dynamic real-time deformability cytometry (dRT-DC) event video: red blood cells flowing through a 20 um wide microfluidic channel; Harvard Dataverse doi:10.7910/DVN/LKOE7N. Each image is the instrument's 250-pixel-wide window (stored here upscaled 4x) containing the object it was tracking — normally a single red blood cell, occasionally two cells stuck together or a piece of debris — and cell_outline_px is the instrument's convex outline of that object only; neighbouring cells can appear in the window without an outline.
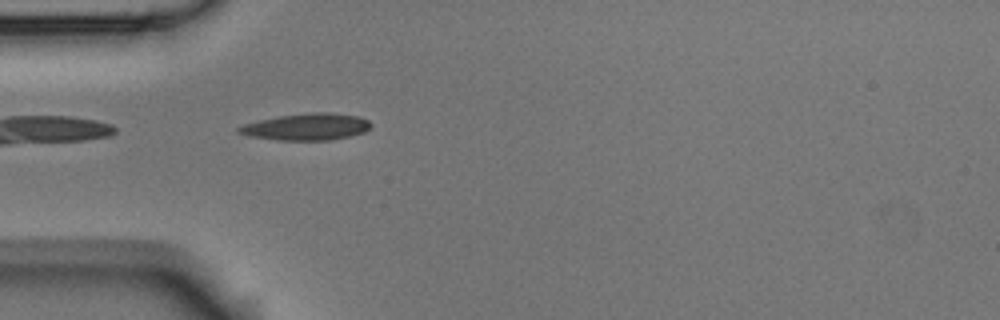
{"species": "Egyptian fruit bat (a non-hibernating species)", "species_latin": "Rousettus aegyptiacus", "temperature_condition": "room temperature", "stored_images_in_passage": 2, "camera_frame_rate_fps": 3000, "um_per_image_px": 0.085, "animal": {"sex": "male"}, "frame": {"image": 1, "passage_image": 2, "time_ms": 1.0, "image_size_px": [1000, 320], "cell_outline_px": [[372, 124], [364, 132], [348, 136], [328, 140], [276, 140], [248, 136], [236, 132], [236, 128], [244, 124], [276, 116], [312, 112], [328, 112], [360, 116], [368, 120]], "centroid_in_image_um": [26.02, 10.77], "position_along_channel_um": 59.0, "area_um2": 20.63}}